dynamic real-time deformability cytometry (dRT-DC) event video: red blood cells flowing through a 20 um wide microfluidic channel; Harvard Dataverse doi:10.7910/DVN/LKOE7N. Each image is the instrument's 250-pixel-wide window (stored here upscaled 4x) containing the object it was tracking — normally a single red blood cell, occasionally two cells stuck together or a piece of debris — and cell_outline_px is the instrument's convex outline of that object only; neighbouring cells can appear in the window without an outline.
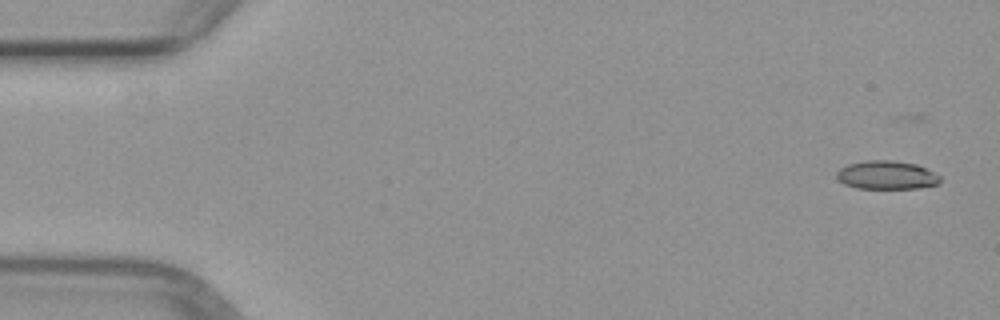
{"species": "common noctule bat (a hibernating species)", "species_latin": "Nyctalus noctula", "temperature_condition": "warm", "stored_images_in_passage": 3, "camera_frame_rate_fps": 3000, "um_per_image_px": 0.085, "animal": {"sex": "female", "body_mass_g": 29.2, "forearm_length_mm": 56.3}, "frame": {"image": 1, "passage_image": 1, "time_ms": 0.0, "image_size_px": [1000, 320], "cell_outline_px": [[940, 184], [920, 188], [856, 188], [844, 184], [836, 180], [836, 172], [840, 168], [848, 164], [868, 160], [888, 160], [916, 164], [940, 176]], "centroid_in_image_um": [75.33, 14.89], "position_along_channel_um": 9.7, "area_um2": 17.17}}